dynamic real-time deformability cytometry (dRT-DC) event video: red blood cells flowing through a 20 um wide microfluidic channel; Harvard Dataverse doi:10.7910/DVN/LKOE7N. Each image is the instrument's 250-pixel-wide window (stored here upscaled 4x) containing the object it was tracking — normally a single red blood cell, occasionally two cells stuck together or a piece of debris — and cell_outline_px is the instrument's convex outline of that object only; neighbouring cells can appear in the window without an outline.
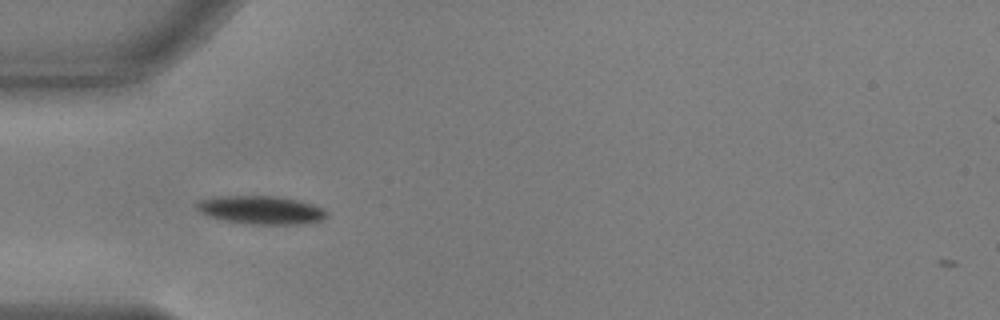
{"species": "common noctule bat (a hibernating species)", "species_latin": "Nyctalus noctula", "temperature_condition": "warm", "stored_images_in_passage": 39, "camera_frame_rate_fps": 3000, "um_per_image_px": 0.085, "animal": {"sex": "male", "body_mass_g": 17.9, "forearm_length_mm": 54.2}, "frame": {"image": 1, "passage_image": 1, "time_ms": 0.0, "image_size_px": [1000, 320], "cell_outline_px": [[328, 216], [320, 220], [304, 224], [244, 224], [220, 220], [208, 216], [200, 212], [196, 208], [196, 204], [200, 200], [216, 196], [280, 196], [300, 200], [324, 208], [328, 212]], "centroid_in_image_um": [22.19, 17.85], "position_along_channel_um": 62.8, "area_um2": 21.79}}
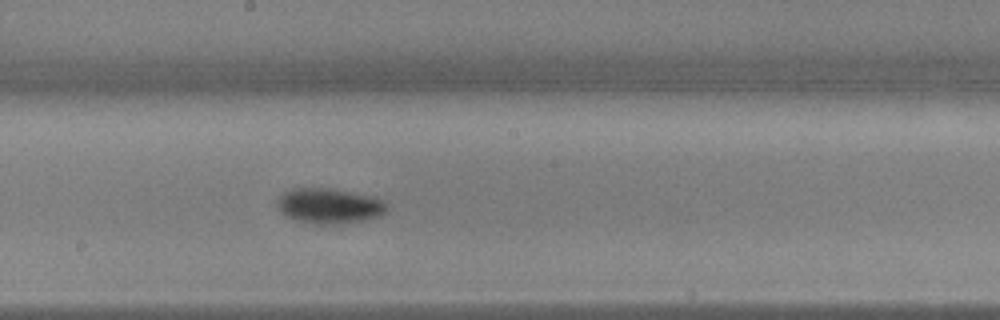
{"frame": {"image": 2, "passage_image": 14, "time_ms": 4.333, "image_size_px": [1000, 320], "cell_outline_px": [[388, 208], [380, 216], [364, 220], [332, 224], [316, 224], [296, 220], [284, 216], [276, 208], [276, 200], [284, 192], [292, 188], [328, 188], [372, 196], [384, 200], [388, 204]], "centroid_in_image_um": [27.95, 17.5], "position_along_channel_um": 220.3, "area_um2": 22.66}}
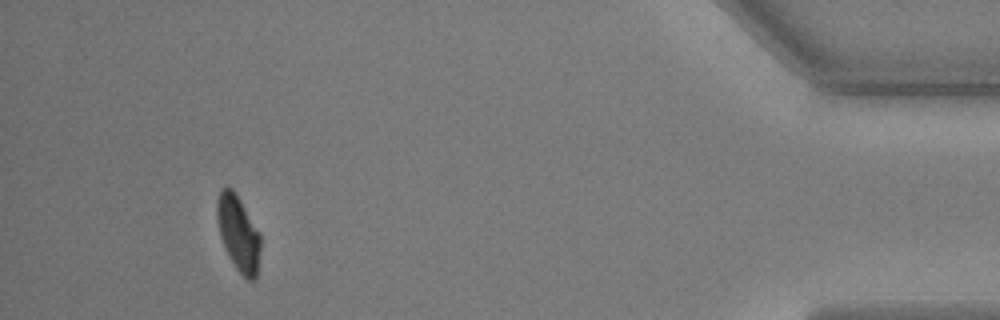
{"frame": {"image": 3, "passage_image": 35, "time_ms": 11.333, "image_size_px": [1000, 320], "cell_outline_px": [[260, 248], [256, 276], [252, 280], [248, 280], [236, 268], [228, 256], [220, 236], [216, 216], [216, 200], [220, 192], [224, 188], [232, 188], [240, 200], [260, 232]], "centroid_in_image_um": [20.25, 19.82], "position_along_channel_um": 415.0, "area_um2": 18.9}, "authors_computed_cell_mechanics": {"area_um2": 21.097, "velocity_mm_per_s": 3.6661, "shape_relaxation_time_tau1_ms": 2.4014, "shape_relaxation_time_tau2_ms": null, "deformation_change_tau1": 0.1304, "deformation_change_tau2": null}}